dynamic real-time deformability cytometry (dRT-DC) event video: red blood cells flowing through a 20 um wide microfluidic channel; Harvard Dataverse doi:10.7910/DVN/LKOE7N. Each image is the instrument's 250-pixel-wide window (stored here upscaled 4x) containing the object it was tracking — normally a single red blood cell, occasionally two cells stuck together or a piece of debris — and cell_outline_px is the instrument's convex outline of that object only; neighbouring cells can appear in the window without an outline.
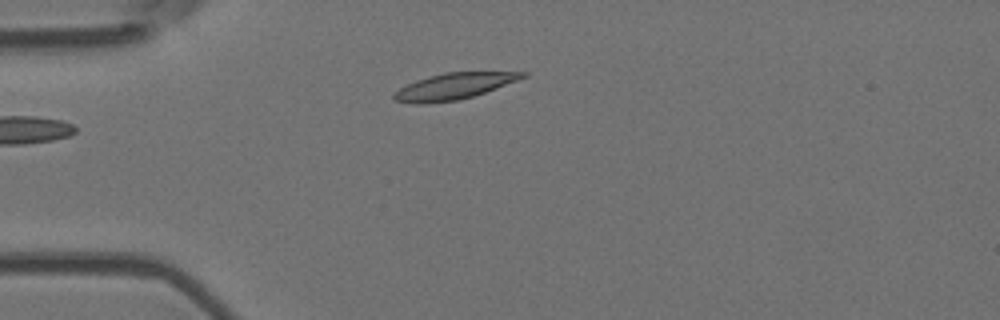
{"species": "Egyptian fruit bat (a non-hibernating species)", "species_latin": "Rousettus aegyptiacus", "temperature_condition": "room temperature", "stored_images_in_passage": 2, "camera_frame_rate_fps": 3000, "um_per_image_px": 0.085, "animal": {"sex": "female"}, "frame": {"image": 1, "passage_image": 2, "time_ms": 0.333, "image_size_px": [1000, 320], "cell_outline_px": [[528, 76], [496, 88], [472, 96], [456, 100], [424, 104], [412, 104], [396, 100], [392, 96], [400, 88], [416, 80], [428, 76], [444, 72], [528, 72]], "centroid_in_image_um": [38.57, 7.33], "position_along_channel_um": 46.4, "area_um2": 19.42}}